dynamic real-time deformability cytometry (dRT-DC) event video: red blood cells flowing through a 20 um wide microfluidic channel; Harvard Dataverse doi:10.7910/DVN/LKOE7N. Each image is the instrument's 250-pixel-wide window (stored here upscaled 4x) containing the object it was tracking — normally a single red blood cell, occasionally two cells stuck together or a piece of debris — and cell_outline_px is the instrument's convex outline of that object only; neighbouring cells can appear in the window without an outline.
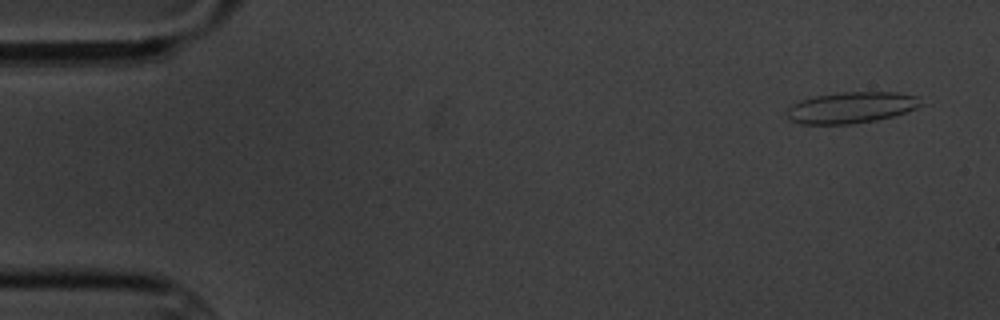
{"species": "common noctule bat (a hibernating species)", "species_latin": "Nyctalus noctula", "temperature_condition": "cold", "stored_images_in_passage": 4, "camera_frame_rate_fps": 3000, "um_per_image_px": 0.085, "animal": {"sex": "male", "body_mass_g": 20.1, "forearm_length_mm": 53.5}, "frame": {"image": 1, "passage_image": 1, "time_ms": 0.0, "image_size_px": [1000, 320], "cell_outline_px": [[924, 104], [916, 108], [892, 116], [876, 120], [852, 124], [800, 124], [792, 120], [788, 116], [788, 108], [800, 100], [812, 96], [836, 92], [896, 92], [920, 96]], "centroid_in_image_um": [72.39, 9.13], "position_along_channel_um": 12.6, "area_um2": 24.51}}